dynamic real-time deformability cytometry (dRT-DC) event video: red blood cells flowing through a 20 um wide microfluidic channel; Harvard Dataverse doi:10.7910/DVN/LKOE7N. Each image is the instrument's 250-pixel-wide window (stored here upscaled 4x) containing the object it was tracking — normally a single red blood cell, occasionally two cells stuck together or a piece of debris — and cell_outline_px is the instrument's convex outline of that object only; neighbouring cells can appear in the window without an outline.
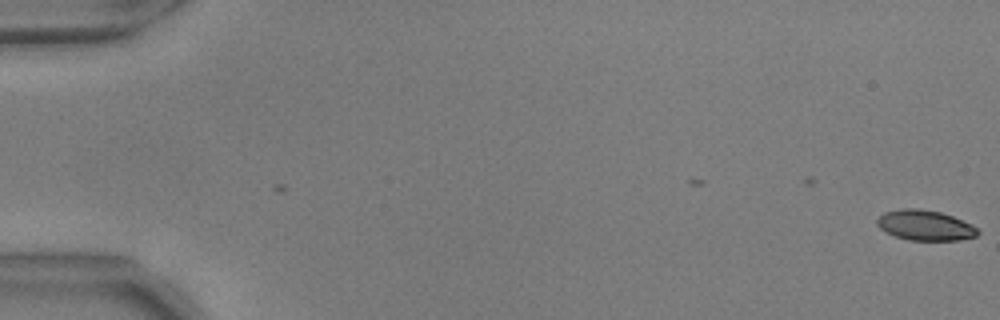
{"species": "common noctule bat (a hibernating species)", "species_latin": "Nyctalus noctula", "temperature_condition": "warm", "stored_images_in_passage": 48, "camera_frame_rate_fps": 3000, "um_per_image_px": 0.085, "animal": {"sex": "male", "body_mass_g": 17.9, "forearm_length_mm": 54.2}, "frame": {"image": 1, "passage_image": 1, "time_ms": 0.0, "image_size_px": [1000, 320], "cell_outline_px": [[980, 232], [976, 236], [960, 240], [908, 240], [884, 232], [876, 224], [876, 220], [884, 212], [900, 208], [920, 208], [940, 212], [952, 216], [972, 224]], "centroid_in_image_um": [78.61, 19.14], "position_along_channel_um": 6.4, "area_um2": 17.86}}
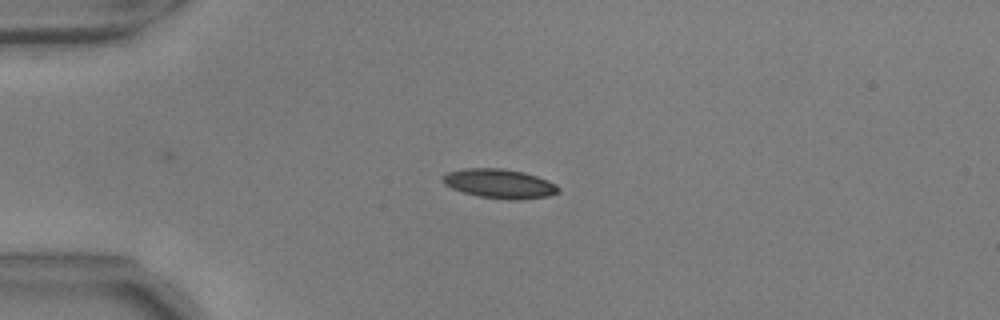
{"frame": {"image": 2, "passage_image": 15, "time_ms": 4.667, "image_size_px": [1000, 320], "cell_outline_px": [[560, 192], [548, 196], [516, 200], [508, 200], [480, 196], [464, 192], [452, 188], [444, 184], [440, 180], [440, 176], [448, 172], [464, 168], [500, 168], [524, 172], [548, 180], [556, 184], [560, 188]], "centroid_in_image_um": [42.45, 15.6], "position_along_channel_um": 42.6, "area_um2": 19.83}}
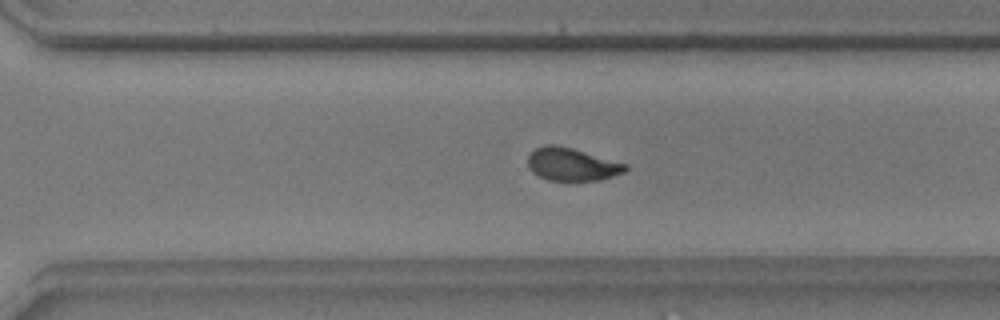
{"frame": {"image": 3, "passage_image": 40, "time_ms": 13.0, "image_size_px": [1000, 320], "cell_outline_px": [[628, 168], [624, 172], [600, 180], [548, 180], [532, 172], [528, 168], [528, 156], [536, 148], [544, 144], [556, 144], [572, 148], [628, 164]], "centroid_in_image_um": [48.6, 13.96], "position_along_channel_um": 322.0, "area_um2": 18.61}, "authors_computed_cell_mechanics": {"area_um2": 19.1029, "velocity_mm_per_s": 3.6906, "shape_relaxation_time_tau1_ms": 3.812, "shape_relaxation_time_tau2_ms": 1.4458, "deformation_change_tau1": 0.1625, "deformation_change_tau2": 0.0584}}